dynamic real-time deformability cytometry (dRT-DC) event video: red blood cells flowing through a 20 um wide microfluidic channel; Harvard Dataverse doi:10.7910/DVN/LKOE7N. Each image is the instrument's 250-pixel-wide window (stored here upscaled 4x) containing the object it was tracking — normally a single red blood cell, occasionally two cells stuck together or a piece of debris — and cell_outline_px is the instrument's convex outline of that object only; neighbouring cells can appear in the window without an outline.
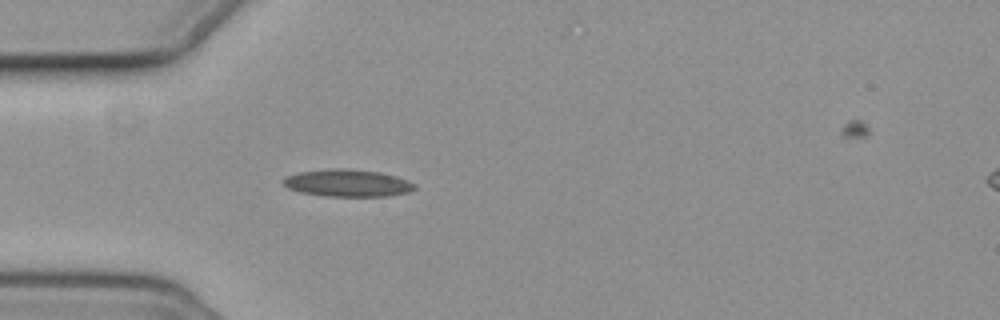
{"species": "common noctule bat (a hibernating species)", "species_latin": "Nyctalus noctula", "temperature_condition": "cold", "stored_images_in_passage": 4, "camera_frame_rate_fps": 3000, "um_per_image_px": 0.085, "animal": {"sex": "female", "body_mass_g": 19.3, "forearm_length_mm": 54.1}, "frame": {"image": 1, "passage_image": 3, "time_ms": 2.667, "image_size_px": [1000, 320], "cell_outline_px": [[416, 188], [408, 192], [384, 196], [328, 196], [300, 192], [288, 188], [284, 184], [284, 180], [288, 176], [300, 172], [328, 168], [344, 168], [380, 172], [396, 176], [408, 180], [416, 184]], "centroid_in_image_um": [29.58, 15.55], "position_along_channel_um": 55.4, "area_um2": 20.69}}